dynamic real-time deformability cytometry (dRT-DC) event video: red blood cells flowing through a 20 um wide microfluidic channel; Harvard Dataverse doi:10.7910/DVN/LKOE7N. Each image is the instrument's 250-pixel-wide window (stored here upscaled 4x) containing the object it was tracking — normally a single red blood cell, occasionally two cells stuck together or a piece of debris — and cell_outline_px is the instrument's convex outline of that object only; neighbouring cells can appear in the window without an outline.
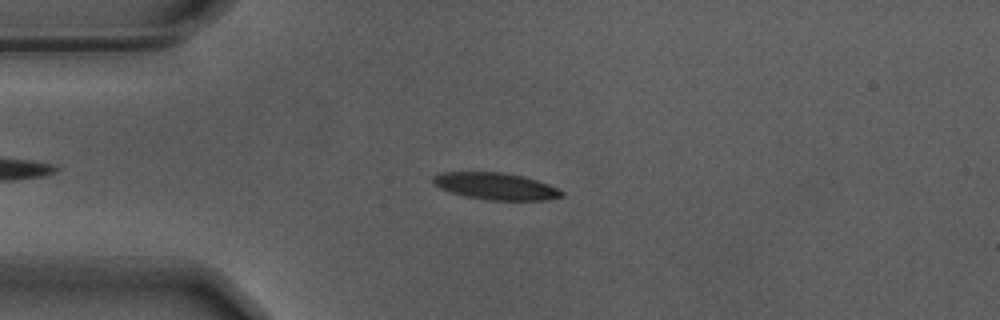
{"species": "Egyptian fruit bat (a non-hibernating species)", "species_latin": "Rousettus aegyptiacus", "temperature_condition": "warm", "stored_images_in_passage": 53, "camera_frame_rate_fps": 3000, "um_per_image_px": 0.085, "animal": {"sex": "male"}, "frame": {"image": 1, "passage_image": 11, "time_ms": 3.333, "image_size_px": [1000, 320], "cell_outline_px": [[564, 196], [548, 200], [488, 200], [464, 196], [440, 188], [432, 184], [432, 176], [440, 172], [504, 172], [524, 176], [548, 184], [564, 192]], "centroid_in_image_um": [42.12, 15.82], "position_along_channel_um": 42.9, "area_um2": 20.29}}
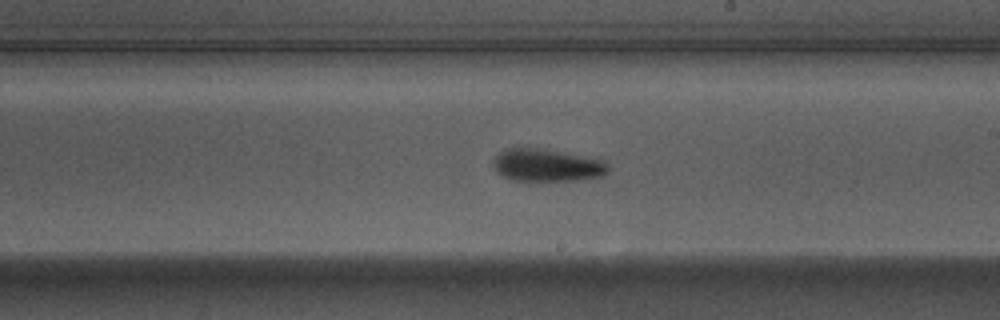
{"frame": {"image": 2, "passage_image": 29, "time_ms": 9.333, "image_size_px": [1000, 320], "cell_outline_px": [[608, 172], [604, 176], [576, 180], [512, 180], [496, 172], [492, 164], [492, 160], [500, 152], [508, 148], [536, 148], [580, 156], [600, 160], [608, 164]], "centroid_in_image_um": [46.44, 14.06], "position_along_channel_um": 242.6, "area_um2": 21.33}}
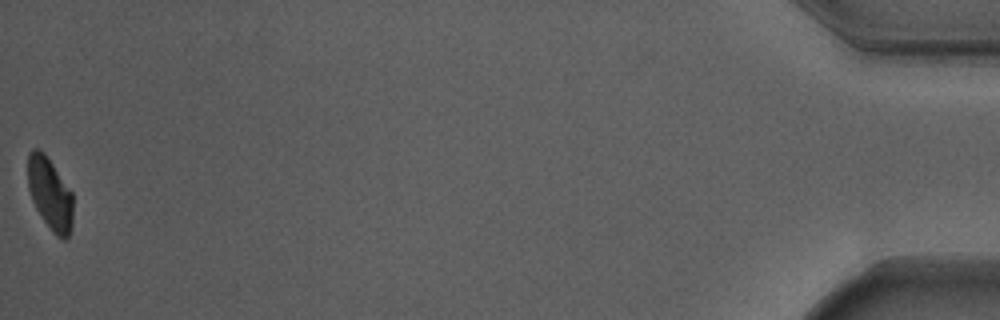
{"frame": {"image": 3, "passage_image": 53, "time_ms": 17.333, "image_size_px": [1000, 320], "cell_outline_px": [[72, 228], [68, 236], [64, 240], [56, 236], [52, 232], [36, 208], [32, 200], [28, 188], [28, 152], [32, 148], [36, 148], [44, 152], [72, 192]], "centroid_in_image_um": [4.24, 16.47], "position_along_channel_um": 431.0, "area_um2": 18.96}, "authors_computed_cell_mechanics": {"area_um2": 20.808, "velocity_mm_per_s": 3.6733, "shape_relaxation_time_tau1_ms": 2.3204, "shape_relaxation_time_tau2_ms": 5.4694, "deformation_change_tau1": 0.1324, "deformation_change_tau2": 0.1281}}